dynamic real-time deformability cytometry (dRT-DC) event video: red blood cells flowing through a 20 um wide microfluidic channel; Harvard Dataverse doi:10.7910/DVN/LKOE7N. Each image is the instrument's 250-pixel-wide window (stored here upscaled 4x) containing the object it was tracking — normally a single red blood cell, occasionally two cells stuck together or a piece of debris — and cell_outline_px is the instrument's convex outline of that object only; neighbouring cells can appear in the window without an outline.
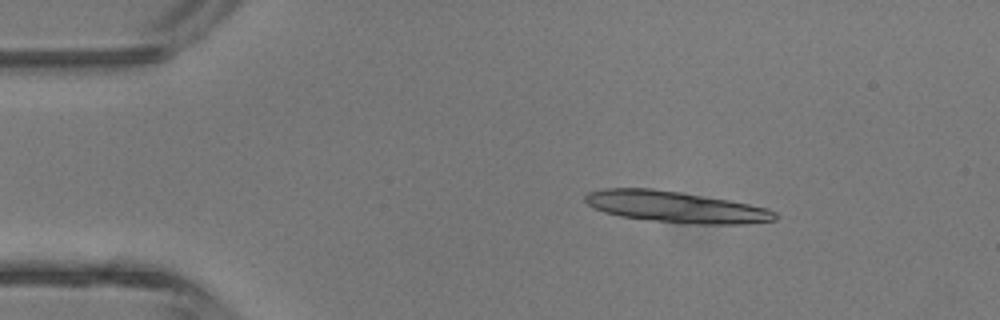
{"species": "common noctule bat (a hibernating species)", "species_latin": "Nyctalus noctula", "temperature_condition": "room temperature", "stored_images_in_passage": 4, "camera_frame_rate_fps": 3000, "um_per_image_px": 0.085, "animal": {"sex": "male", "body_mass_g": 13.3}, "frame": {"image": 1, "passage_image": 2, "time_ms": 2.0, "image_size_px": [1000, 320], "cell_outline_px": [[780, 216], [776, 220], [744, 224], [696, 224], [656, 220], [620, 216], [604, 212], [592, 208], [584, 200], [584, 196], [588, 192], [604, 188], [652, 188], [680, 192], [728, 200], [768, 208], [776, 212]], "centroid_in_image_um": [57.44, 17.58], "position_along_channel_um": 27.6, "area_um2": 34.45}}